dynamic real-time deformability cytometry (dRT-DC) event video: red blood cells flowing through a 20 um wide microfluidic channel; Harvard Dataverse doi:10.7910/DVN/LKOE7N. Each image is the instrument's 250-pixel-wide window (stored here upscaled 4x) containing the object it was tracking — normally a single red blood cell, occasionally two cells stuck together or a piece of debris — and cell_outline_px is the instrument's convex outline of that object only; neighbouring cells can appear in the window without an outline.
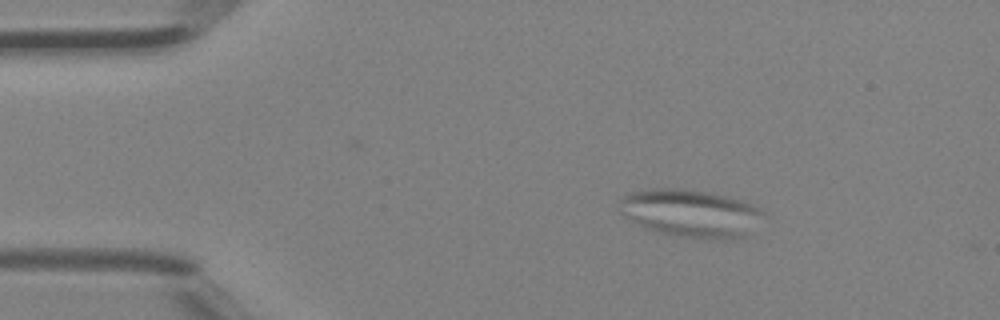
{"species": "Egyptian fruit bat (a non-hibernating species)", "species_latin": "Rousettus aegyptiacus", "temperature_condition": "room temperature", "stored_images_in_passage": 3, "camera_frame_rate_fps": 3000, "um_per_image_px": 0.085, "animal": {"sex": "female"}, "frame": {"image": 1, "passage_image": 2, "time_ms": 0.333, "image_size_px": [1000, 320], "cell_outline_px": [[764, 212], [748, 236], [728, 240], [720, 240], [680, 236], [656, 232], [644, 228], [624, 216], [620, 212], [616, 204], [628, 192], [652, 188], [680, 188], [704, 192], [724, 196], [740, 200], [752, 204], [760, 208]], "centroid_in_image_um": [58.66, 18.13], "position_along_channel_um": 26.3, "area_um2": 40.23}}